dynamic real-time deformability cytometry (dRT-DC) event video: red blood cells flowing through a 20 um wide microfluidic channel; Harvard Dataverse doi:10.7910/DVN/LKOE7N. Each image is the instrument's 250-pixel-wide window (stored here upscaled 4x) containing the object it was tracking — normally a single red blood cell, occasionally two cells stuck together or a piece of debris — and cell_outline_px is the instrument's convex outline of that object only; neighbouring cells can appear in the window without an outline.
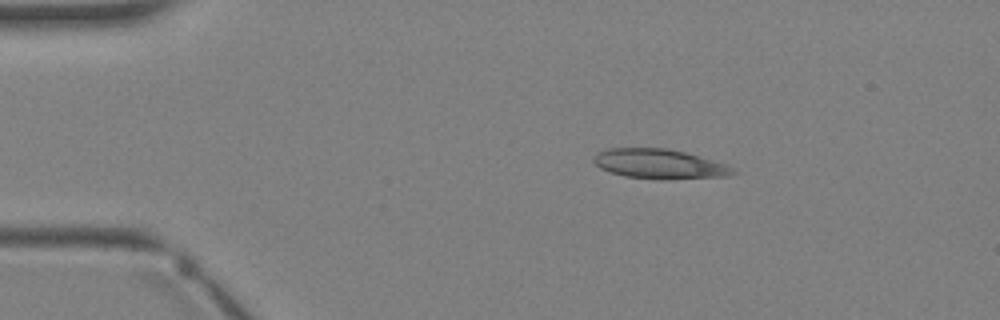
{"species": "Egyptian fruit bat (a non-hibernating species)", "species_latin": "Rousettus aegyptiacus", "temperature_condition": "warm", "stored_images_in_passage": 2, "camera_frame_rate_fps": 3000, "um_per_image_px": 0.085, "animal": {"sex": "female"}, "frame": {"image": 1, "passage_image": 1, "time_ms": 0.0, "image_size_px": [1000, 320], "cell_outline_px": [[736, 172], [728, 176], [660, 180], [624, 176], [608, 172], [600, 168], [592, 160], [596, 152], [608, 148], [668, 148], [684, 152], [728, 164]], "centroid_in_image_um": [56.02, 13.94], "position_along_channel_um": 29.0, "area_um2": 24.28}}